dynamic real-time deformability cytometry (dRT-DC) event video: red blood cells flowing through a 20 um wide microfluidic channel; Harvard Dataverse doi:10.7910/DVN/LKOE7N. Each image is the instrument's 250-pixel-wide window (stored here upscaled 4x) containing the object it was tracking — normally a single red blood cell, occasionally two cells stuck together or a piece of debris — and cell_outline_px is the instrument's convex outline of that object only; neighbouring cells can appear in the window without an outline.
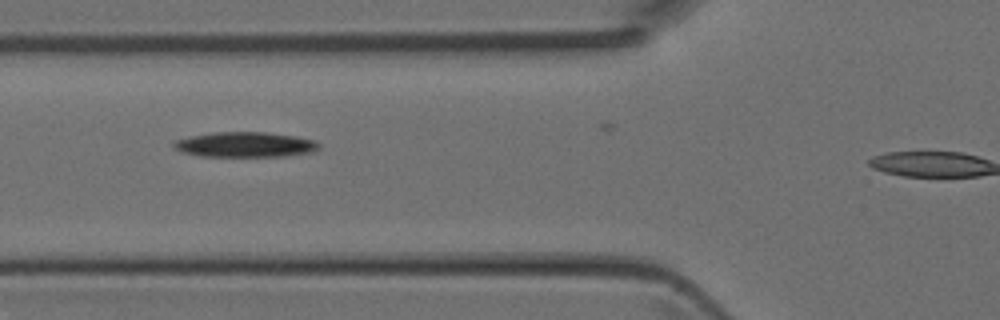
{"species": "Egyptian fruit bat (a non-hibernating species)", "species_latin": "Rousettus aegyptiacus", "temperature_condition": "room temperature", "stored_images_in_passage": 7, "segment_of_instrument_passage": [1, 2], "camera_frame_rate_fps": 3000, "um_per_image_px": 0.085, "animal": {"sex": "female"}, "frame": {"image": 1, "passage_image": 6, "time_ms": 1.667, "image_size_px": [1000, 320], "cell_outline_px": [[320, 148], [308, 152], [284, 156], [200, 156], [180, 152], [172, 144], [176, 140], [188, 136], [212, 132], [264, 132], [296, 136], [316, 140], [320, 144]], "centroid_in_image_um": [20.81, 12.28], "position_along_channel_um": 105.0, "area_um2": 21.27}}